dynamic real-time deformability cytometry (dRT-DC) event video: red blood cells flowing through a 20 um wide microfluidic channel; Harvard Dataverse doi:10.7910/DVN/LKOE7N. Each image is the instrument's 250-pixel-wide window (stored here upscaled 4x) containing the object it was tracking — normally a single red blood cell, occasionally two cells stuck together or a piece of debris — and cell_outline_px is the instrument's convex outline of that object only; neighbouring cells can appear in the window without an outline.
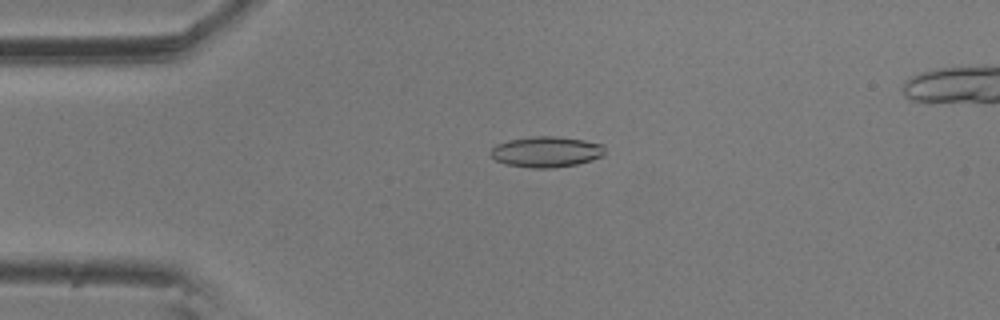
{"species": "common noctule bat (a hibernating species)", "species_latin": "Nyctalus noctula", "temperature_condition": "room temperature", "stored_images_in_passage": 57, "camera_frame_rate_fps": 3000, "um_per_image_px": 0.085, "animal": {"sex": "male", "body_mass_g": 20.5, "forearm_length_mm": 52.5}, "frame": {"image": 1, "passage_image": 13, "time_ms": 4.0, "image_size_px": [1000, 320], "cell_outline_px": [[604, 156], [592, 160], [576, 164], [552, 168], [532, 168], [508, 164], [496, 160], [488, 152], [496, 144], [508, 140], [536, 136], [556, 136], [584, 140], [604, 144]], "centroid_in_image_um": [46.45, 12.9], "position_along_channel_um": 38.5, "area_um2": 20.46}}
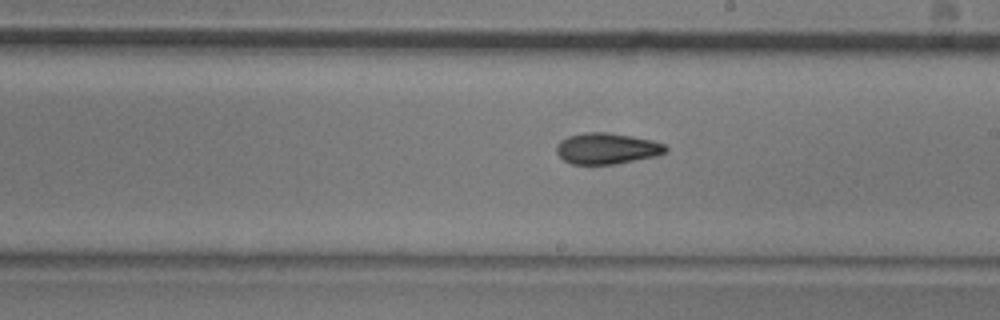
{"frame": {"image": 2, "passage_image": 32, "time_ms": 10.333, "image_size_px": [1000, 320], "cell_outline_px": [[668, 152], [656, 156], [616, 164], [572, 164], [564, 160], [556, 152], [556, 144], [560, 140], [568, 136], [584, 132], [604, 132], [632, 136], [652, 140], [664, 144], [668, 148]], "centroid_in_image_um": [51.59, 12.62], "position_along_channel_um": 237.4, "area_um2": 19.88}}
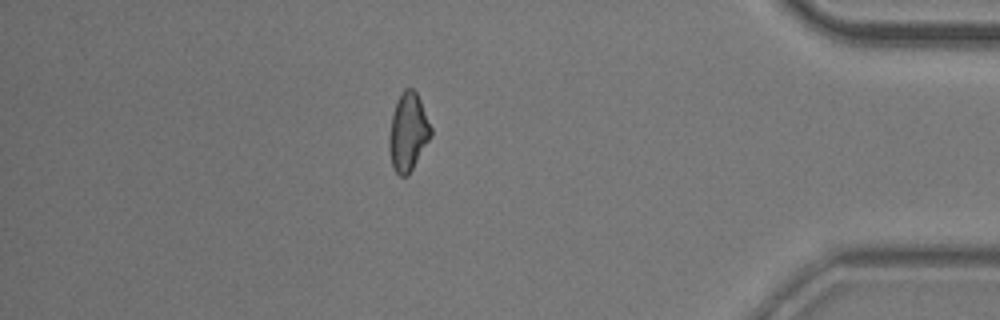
{"frame": {"image": 3, "passage_image": 49, "time_ms": 16.0, "image_size_px": [1000, 320], "cell_outline_px": [[432, 136], [408, 176], [400, 176], [392, 168], [388, 148], [388, 140], [392, 112], [400, 92], [404, 88], [412, 88], [416, 92], [420, 100], [432, 128]], "centroid_in_image_um": [34.67, 11.23], "position_along_channel_um": 400.5, "area_um2": 19.25}, "authors_computed_cell_mechanics": {"area_um2": 19.4786, "velocity_mm_per_s": 3.567, "shape_relaxation_time_tau1_ms": 5.7467, "shape_relaxation_time_tau2_ms": 4.2185, "deformation_change_tau1": 0.1507, "deformation_change_tau2": 0.1089}}